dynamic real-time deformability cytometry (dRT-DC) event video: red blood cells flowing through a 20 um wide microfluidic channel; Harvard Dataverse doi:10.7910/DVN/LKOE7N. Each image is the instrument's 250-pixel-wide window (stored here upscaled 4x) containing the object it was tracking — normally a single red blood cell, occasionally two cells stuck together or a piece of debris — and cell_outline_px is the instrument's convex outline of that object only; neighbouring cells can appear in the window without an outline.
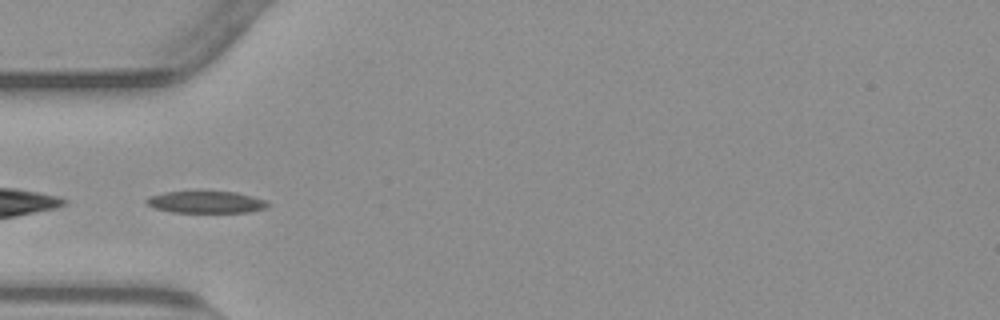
{"species": "common noctule bat (a hibernating species)", "species_latin": "Nyctalus noctula", "temperature_condition": "warm", "stored_images_in_passage": 33, "camera_frame_rate_fps": 3000, "um_per_image_px": 0.085, "animal": {"sex": "male", "body_mass_g": 23.1, "forearm_length_mm": 52.7}, "frame": {"image": 1, "passage_image": 1, "time_ms": 0.0, "image_size_px": [1000, 320], "cell_outline_px": [[268, 204], [264, 208], [248, 212], [172, 212], [152, 208], [144, 204], [144, 200], [148, 196], [164, 192], [236, 192], [252, 196], [264, 200]], "centroid_in_image_um": [17.4, 17.18], "position_along_channel_um": 67.6, "area_um2": 15.43}, "authors_computed_cell_mechanics": {"area_um2": 15.895, "velocity_mm_per_s": 3.7928, "shape_relaxation_time_tau1_ms": 10.9097, "shape_relaxation_time_tau2_ms": 7.9334, "deformation_change_tau1": 0.2158, "deformation_change_tau2": 0.1411}}